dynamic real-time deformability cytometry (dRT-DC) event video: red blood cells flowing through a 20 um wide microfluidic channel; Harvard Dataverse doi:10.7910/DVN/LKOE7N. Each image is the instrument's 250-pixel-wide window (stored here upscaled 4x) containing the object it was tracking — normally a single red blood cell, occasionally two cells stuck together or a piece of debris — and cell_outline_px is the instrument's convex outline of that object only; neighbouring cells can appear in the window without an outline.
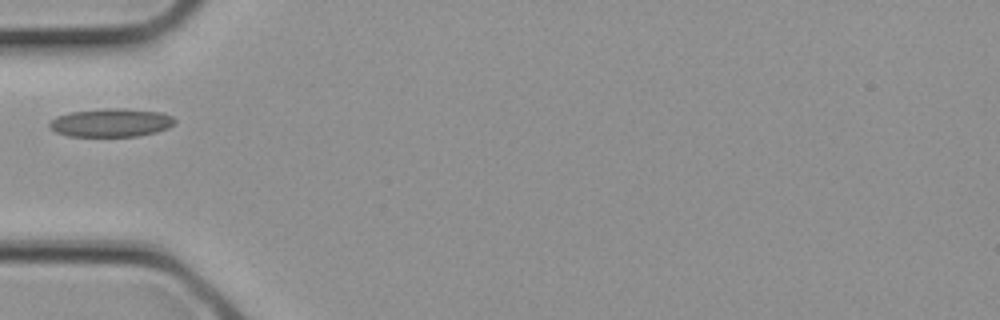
{"species": "common noctule bat (a hibernating species)", "species_latin": "Nyctalus noctula", "temperature_condition": "cold", "stored_images_in_passage": 2, "camera_frame_rate_fps": 3000, "um_per_image_px": 0.085, "animal": {"sex": "female", "body_mass_g": 21.9}, "frame": {"image": 1, "passage_image": 2, "time_ms": 0.333, "image_size_px": [1000, 320], "cell_outline_px": [[176, 120], [168, 128], [156, 132], [140, 136], [68, 136], [56, 132], [48, 124], [56, 116], [72, 112], [108, 108], [124, 108], [160, 112], [172, 116]], "centroid_in_image_um": [9.46, 10.43], "position_along_channel_um": 75.5, "area_um2": 20.58}}